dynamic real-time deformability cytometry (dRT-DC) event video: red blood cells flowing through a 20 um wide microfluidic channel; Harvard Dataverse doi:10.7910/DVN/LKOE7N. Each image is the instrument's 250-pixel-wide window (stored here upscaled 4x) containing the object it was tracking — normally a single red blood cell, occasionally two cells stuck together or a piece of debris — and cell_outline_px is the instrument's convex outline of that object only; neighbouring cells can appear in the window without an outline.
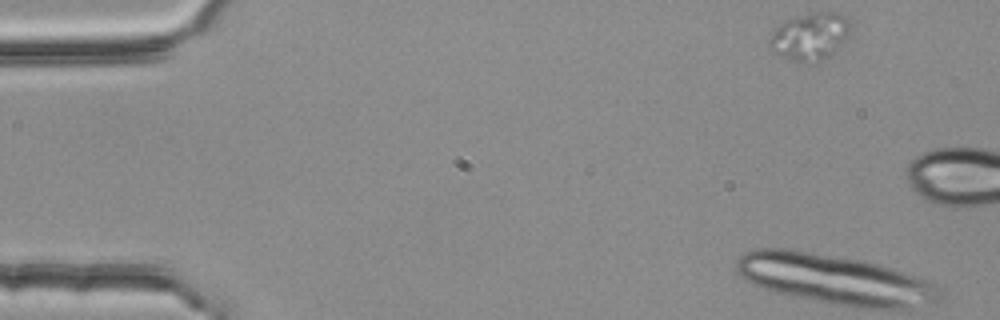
{"species": "common noctule bat (a hibernating species)", "species_latin": "Nyctalus noctula", "temperature_condition": "room temperature", "stored_images_in_passage": 5, "camera_frame_rate_fps": 3000, "um_per_image_px": 0.085, "animal": {"sex": "female", "body_mass_g": 25.1}, "frame": {"image": 1, "passage_image": 1, "time_ms": 0.0, "image_size_px": [1000, 320], "cell_outline_px": [[852, 24], [844, 40], [828, 56], [816, 64], [788, 60], [768, 48], [768, 40], [772, 32], [784, 20], [800, 16], [820, 12], [840, 12], [848, 16]], "centroid_in_image_um": [68.84, 3.1], "position_along_channel_um": 16.2, "area_um2": 22.43}}